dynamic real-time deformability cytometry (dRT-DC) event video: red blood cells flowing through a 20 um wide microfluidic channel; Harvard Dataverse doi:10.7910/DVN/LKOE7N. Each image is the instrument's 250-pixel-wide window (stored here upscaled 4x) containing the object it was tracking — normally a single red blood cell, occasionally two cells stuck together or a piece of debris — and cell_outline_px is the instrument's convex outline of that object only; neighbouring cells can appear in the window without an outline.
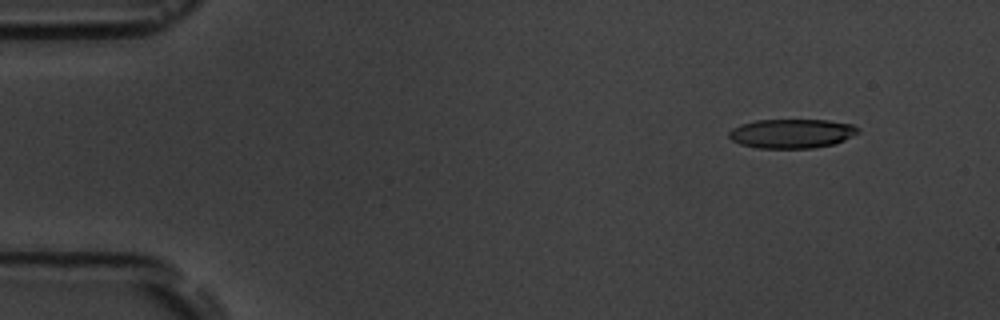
{"species": "common noctule bat (a hibernating species)", "species_latin": "Nyctalus noctula", "temperature_condition": "room temperature", "stored_images_in_passage": 5, "camera_frame_rate_fps": 3000, "um_per_image_px": 0.085, "animal": {"sex": "male", "body_mass_g": 19.5, "forearm_length_mm": 54.6}, "frame": {"image": 1, "passage_image": 2, "time_ms": 1.0, "image_size_px": [1000, 320], "cell_outline_px": [[860, 132], [844, 140], [832, 144], [812, 148], [756, 148], [740, 144], [732, 140], [728, 136], [728, 132], [732, 128], [740, 124], [756, 120], [828, 120], [852, 124], [860, 128]], "centroid_in_image_um": [67.29, 11.34], "position_along_channel_um": 17.7, "area_um2": 22.08}}
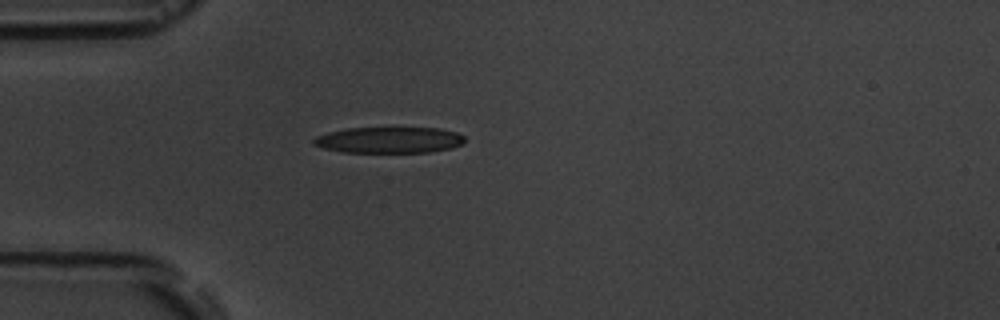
{"frame": {"image": 2, "passage_image": 5, "time_ms": 4.333, "image_size_px": [1000, 320], "cell_outline_px": [[464, 140], [460, 144], [452, 148], [428, 152], [340, 152], [324, 148], [312, 144], [312, 140], [316, 136], [328, 132], [348, 128], [440, 128], [456, 132], [464, 136]], "centroid_in_image_um": [33.05, 11.9], "position_along_channel_um": 52.0, "area_um2": 22.95}}